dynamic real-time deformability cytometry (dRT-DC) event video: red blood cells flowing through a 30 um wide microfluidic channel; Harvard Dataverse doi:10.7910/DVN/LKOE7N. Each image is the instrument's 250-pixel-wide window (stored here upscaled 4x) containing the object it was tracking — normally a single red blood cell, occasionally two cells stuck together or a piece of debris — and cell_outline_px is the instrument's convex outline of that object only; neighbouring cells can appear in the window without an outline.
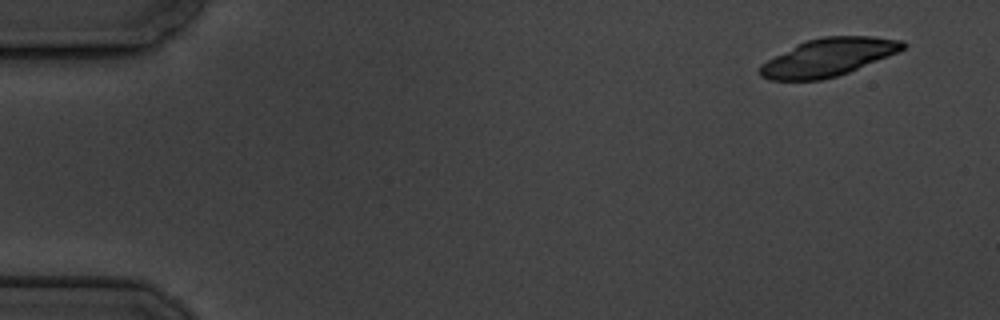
{"species": "common noctule bat (a hibernating species)", "species_latin": "Nyctalus noctula", "temperature_condition": "cold", "stored_images_in_passage": 6, "camera_frame_rate_fps": 3000, "um_per_image_px": 0.085, "animal": {"sex": "male", "body_mass_g": 19.5, "forearm_length_mm": 54.6}, "frame": {"image": 1, "passage_image": 1, "time_ms": 0.0, "image_size_px": [1000, 320], "cell_outline_px": [[908, 44], [904, 48], [888, 56], [848, 72], [836, 76], [820, 80], [768, 80], [760, 76], [760, 64], [796, 44], [808, 40], [824, 36], [872, 36], [904, 40]], "centroid_in_image_um": [70.4, 4.86], "position_along_channel_um": 14.6, "area_um2": 31.27}}